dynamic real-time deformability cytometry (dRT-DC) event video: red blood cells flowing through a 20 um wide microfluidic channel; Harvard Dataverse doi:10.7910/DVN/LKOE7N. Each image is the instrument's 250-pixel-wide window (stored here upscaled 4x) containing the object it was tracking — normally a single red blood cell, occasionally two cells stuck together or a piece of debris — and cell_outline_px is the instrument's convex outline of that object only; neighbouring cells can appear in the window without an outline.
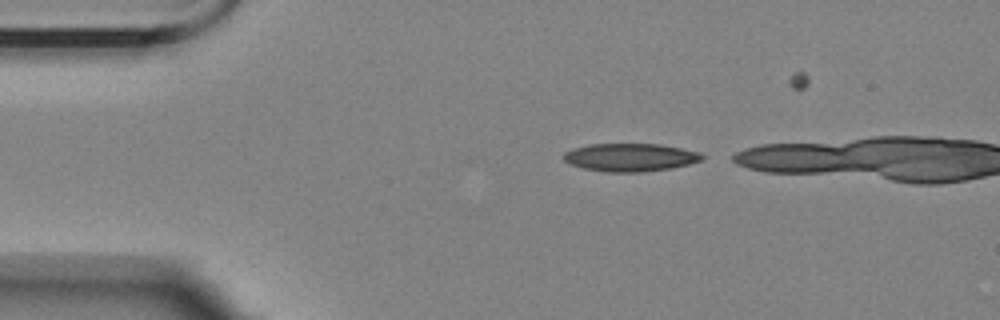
{"species": "Egyptian fruit bat (a non-hibernating species)", "species_latin": "Rousettus aegyptiacus", "temperature_condition": "room temperature", "stored_images_in_passage": 3, "camera_frame_rate_fps": 3000, "um_per_image_px": 0.085, "animal": {"sex": "female"}, "frame": {"image": 1, "passage_image": 1, "time_ms": 0.0, "image_size_px": [1000, 320], "cell_outline_px": [[704, 160], [672, 168], [644, 172], [604, 172], [580, 168], [568, 164], [564, 160], [564, 152], [572, 148], [588, 144], [660, 144], [700, 152], [704, 156]], "centroid_in_image_um": [53.54, 13.38], "position_along_channel_um": 31.5, "area_um2": 22.89}}